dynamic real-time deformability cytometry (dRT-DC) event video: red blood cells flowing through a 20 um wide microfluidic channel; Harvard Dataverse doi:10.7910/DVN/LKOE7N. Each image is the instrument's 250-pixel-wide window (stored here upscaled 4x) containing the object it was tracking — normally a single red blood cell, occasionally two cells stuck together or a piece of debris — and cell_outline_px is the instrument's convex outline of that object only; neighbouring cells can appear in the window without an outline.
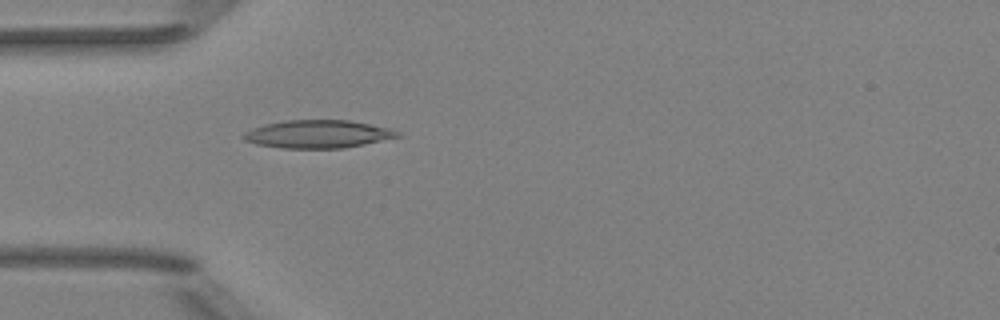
{"species": "Egyptian fruit bat (a non-hibernating species)", "species_latin": "Rousettus aegyptiacus", "temperature_condition": "room temperature", "stored_images_in_passage": 3, "camera_frame_rate_fps": 3000, "um_per_image_px": 0.085, "animal": {"sex": "female"}, "frame": {"image": 1, "passage_image": 3, "time_ms": 2.333, "image_size_px": [1000, 320], "cell_outline_px": [[400, 136], [364, 144], [344, 148], [280, 148], [256, 144], [244, 140], [240, 136], [244, 132], [252, 128], [264, 124], [284, 120], [348, 120], [392, 128], [400, 132]], "centroid_in_image_um": [26.98, 11.39], "position_along_channel_um": 58.0, "area_um2": 25.2}}